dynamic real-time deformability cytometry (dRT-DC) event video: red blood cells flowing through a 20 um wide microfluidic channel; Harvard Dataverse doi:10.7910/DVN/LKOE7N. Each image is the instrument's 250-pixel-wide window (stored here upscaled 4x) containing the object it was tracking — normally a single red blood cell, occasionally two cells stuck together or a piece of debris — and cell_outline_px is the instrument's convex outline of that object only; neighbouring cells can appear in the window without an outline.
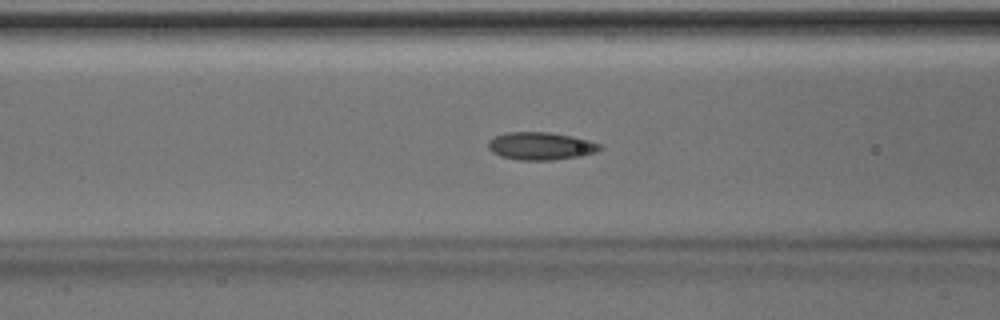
{"species": "Egyptian fruit bat (a non-hibernating species)", "species_latin": "Rousettus aegyptiacus", "temperature_condition": "room temperature", "stored_images_in_passage": 38, "camera_frame_rate_fps": 3000, "um_per_image_px": 0.085, "animal": {"sex": "male"}, "frame": {"image": 1, "passage_image": 8, "time_ms": 2.333, "image_size_px": [1000, 320], "cell_outline_px": [[604, 148], [596, 152], [580, 156], [552, 160], [520, 160], [500, 156], [492, 152], [488, 148], [488, 140], [504, 132], [548, 132], [572, 136], [588, 140], [600, 144]], "centroid_in_image_um": [45.96, 12.41], "position_along_channel_um": 120.6, "area_um2": 18.09}}
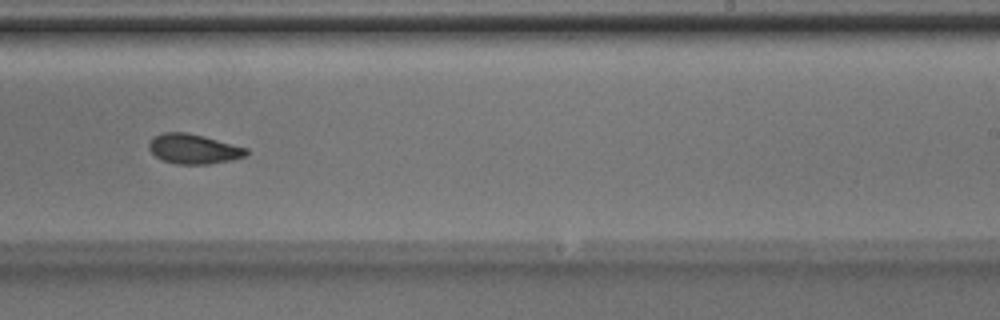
{"frame": {"image": 2, "passage_image": 19, "time_ms": 6.0, "image_size_px": [1000, 320], "cell_outline_px": [[248, 152], [244, 156], [232, 160], [208, 164], [176, 164], [164, 160], [156, 156], [148, 148], [148, 144], [156, 136], [164, 132], [188, 132], [204, 136], [248, 148]], "centroid_in_image_um": [16.47, 12.66], "position_along_channel_um": 272.5, "area_um2": 16.76}}
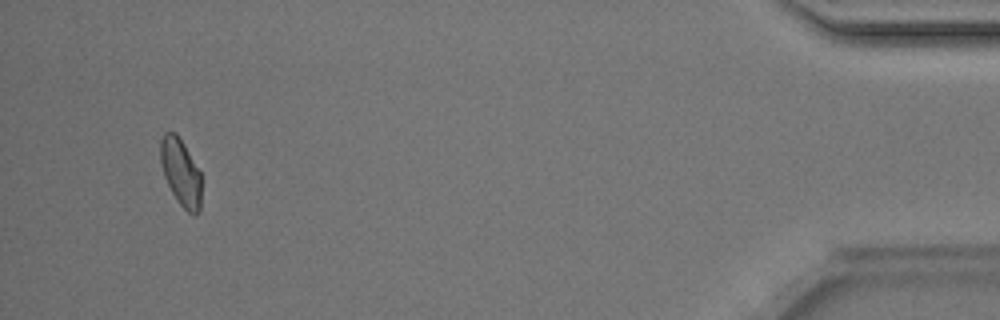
{"frame": {"image": 3, "passage_image": 35, "time_ms": 11.333, "image_size_px": [1000, 320], "cell_outline_px": [[200, 212], [196, 216], [188, 212], [180, 204], [172, 192], [164, 176], [160, 160], [160, 140], [164, 132], [176, 132], [184, 144], [200, 172]], "centroid_in_image_um": [15.35, 14.63], "position_along_channel_um": 419.8, "area_um2": 15.9}, "authors_computed_cell_mechanics": {"area_um2": 17.0221, "velocity_mm_per_s": 4.1517, "shape_relaxation_time_tau1_ms": 5.2372, "shape_relaxation_time_tau2_ms": 3.31, "deformation_change_tau1": 0.1071, "deformation_change_tau2": 0.0659}}